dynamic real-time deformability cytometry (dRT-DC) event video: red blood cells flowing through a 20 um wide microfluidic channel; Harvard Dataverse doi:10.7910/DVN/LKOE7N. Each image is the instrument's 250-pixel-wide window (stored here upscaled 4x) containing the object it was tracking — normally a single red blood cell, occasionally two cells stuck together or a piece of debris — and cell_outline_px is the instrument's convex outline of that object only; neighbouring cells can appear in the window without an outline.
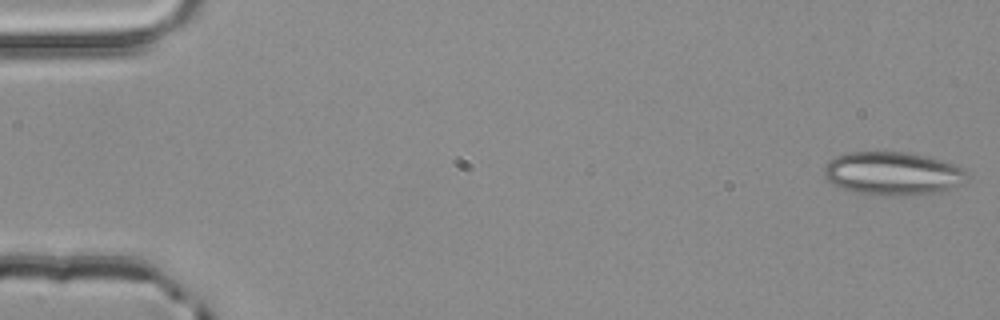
{"species": "common noctule bat (a hibernating species)", "species_latin": "Nyctalus noctula", "temperature_condition": "room temperature", "stored_images_in_passage": 4, "camera_frame_rate_fps": 3000, "um_per_image_px": 0.085, "animal": {"sex": "male", "body_mass_g": 20.4}, "frame": {"image": 1, "passage_image": 1, "time_ms": 0.0, "image_size_px": [1000, 320], "cell_outline_px": [[972, 176], [964, 184], [940, 192], [916, 196], [896, 196], [856, 192], [832, 184], [824, 176], [824, 168], [836, 156], [848, 152], [908, 152], [940, 160], [952, 164], [968, 172]], "centroid_in_image_um": [75.96, 14.76], "position_along_channel_um": 9.0, "area_um2": 36.18}}